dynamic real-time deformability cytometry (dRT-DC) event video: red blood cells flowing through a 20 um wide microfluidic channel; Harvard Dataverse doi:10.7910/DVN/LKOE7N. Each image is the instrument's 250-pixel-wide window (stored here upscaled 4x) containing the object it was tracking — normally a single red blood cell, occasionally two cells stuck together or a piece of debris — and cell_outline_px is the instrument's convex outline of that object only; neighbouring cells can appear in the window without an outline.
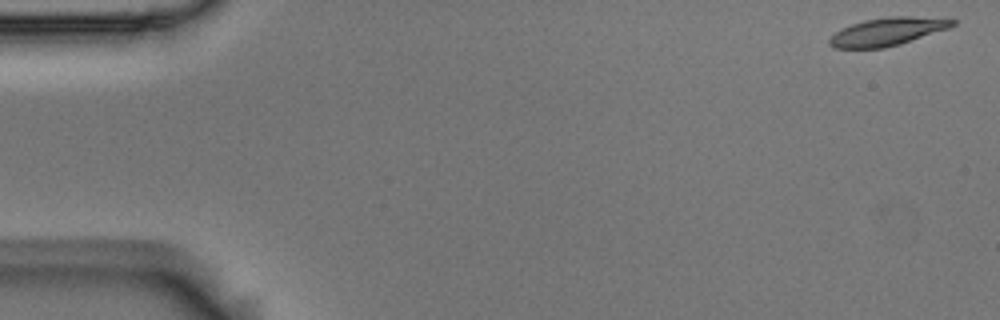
{"species": "Egyptian fruit bat (a non-hibernating species)", "species_latin": "Rousettus aegyptiacus", "temperature_condition": "room temperature", "stored_images_in_passage": 53, "camera_frame_rate_fps": 3000, "um_per_image_px": 0.085, "animal": {"sex": "male"}, "frame": {"image": 1, "passage_image": 1, "time_ms": 0.0, "image_size_px": [1000, 320], "cell_outline_px": [[956, 24], [948, 28], [900, 44], [884, 48], [832, 48], [828, 44], [828, 40], [836, 32], [852, 24], [864, 20], [888, 16], [912, 16], [956, 20]], "centroid_in_image_um": [75.4, 2.69], "position_along_channel_um": 9.6, "area_um2": 19.83}}
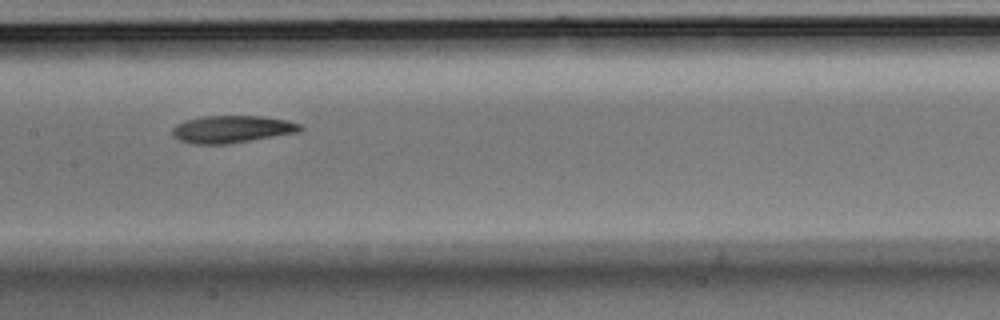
{"frame": {"image": 2, "passage_image": 26, "time_ms": 8.333, "image_size_px": [1000, 320], "cell_outline_px": [[304, 128], [296, 132], [228, 144], [196, 144], [180, 140], [172, 132], [172, 128], [176, 124], [184, 120], [200, 116], [264, 116], [288, 120], [300, 124]], "centroid_in_image_um": [19.7, 10.96], "position_along_channel_um": 187.7, "area_um2": 20.23}}
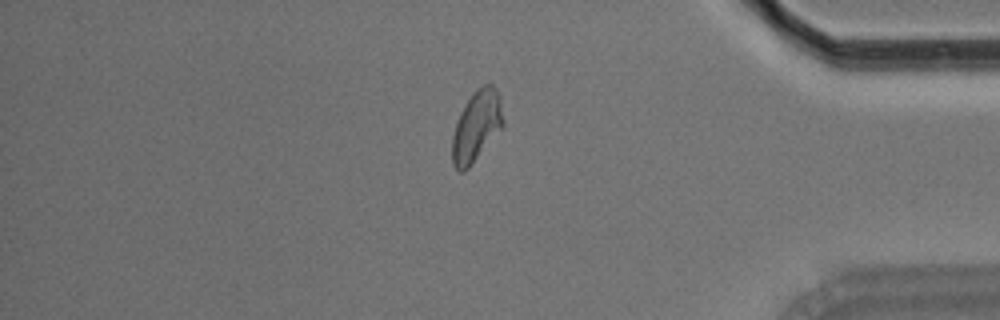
{"frame": {"image": 3, "passage_image": 45, "time_ms": 14.667, "image_size_px": [1000, 320], "cell_outline_px": [[504, 128], [468, 168], [464, 172], [460, 172], [452, 164], [452, 136], [460, 112], [472, 92], [476, 88], [484, 84], [492, 84], [500, 96], [504, 120]], "centroid_in_image_um": [40.53, 10.72], "position_along_channel_um": 394.7, "area_um2": 21.33}, "authors_computed_cell_mechanics": {"area_um2": 20.5768, "velocity_mm_per_s": 3.7099, "shape_relaxation_time_tau1_ms": 7.4773, "shape_relaxation_time_tau2_ms": 7.8761, "deformation_change_tau1": 0.2017, "deformation_change_tau2": 0.1506}}